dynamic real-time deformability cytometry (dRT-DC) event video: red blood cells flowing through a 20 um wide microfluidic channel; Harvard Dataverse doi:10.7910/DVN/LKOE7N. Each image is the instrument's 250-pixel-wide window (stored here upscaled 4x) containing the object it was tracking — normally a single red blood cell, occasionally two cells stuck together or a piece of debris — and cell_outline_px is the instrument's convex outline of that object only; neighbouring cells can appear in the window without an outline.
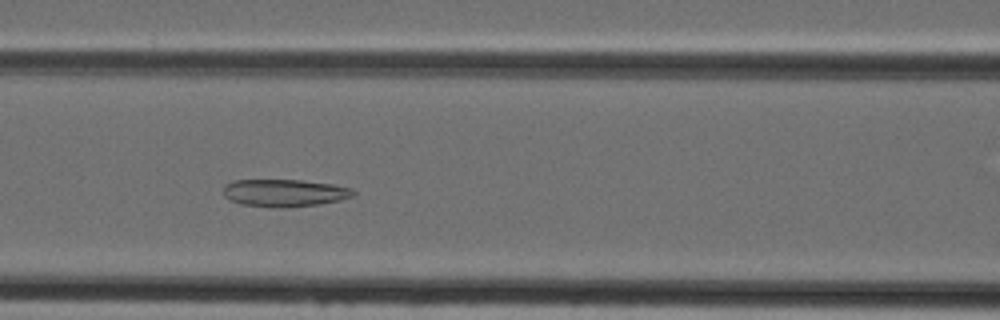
{"species": "Egyptian fruit bat (a non-hibernating species)", "species_latin": "Rousettus aegyptiacus", "temperature_condition": "cold", "stored_images_in_passage": 47, "camera_frame_rate_fps": 3000, "um_per_image_px": 0.085, "animal": {"sex": "female"}, "frame": {"image": 1, "passage_image": 20, "time_ms": 6.333, "image_size_px": [1000, 320], "cell_outline_px": [[356, 192], [352, 196], [340, 200], [320, 204], [280, 208], [240, 204], [228, 200], [224, 196], [224, 184], [232, 180], [300, 180], [332, 184], [352, 188]], "centroid_in_image_um": [24.15, 16.39], "position_along_channel_um": 142.4, "area_um2": 20.87}}
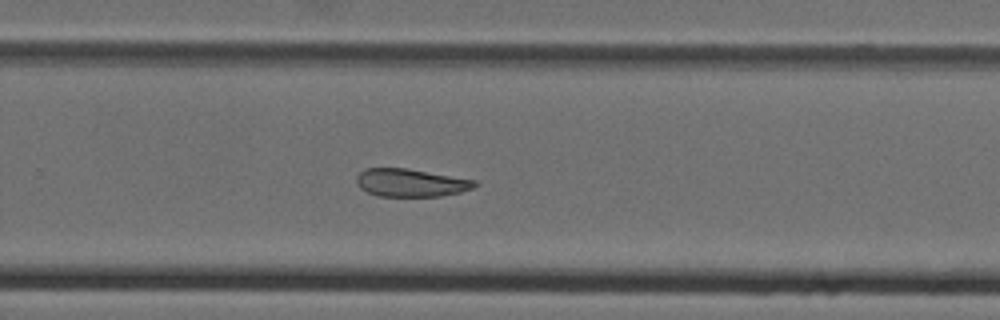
{"frame": {"image": 2, "passage_image": 31, "time_ms": 10.0, "image_size_px": [1000, 320], "cell_outline_px": [[476, 184], [472, 188], [460, 192], [440, 196], [376, 196], [360, 188], [356, 184], [356, 176], [364, 168], [408, 168], [476, 180]], "centroid_in_image_um": [34.87, 15.52], "position_along_channel_um": 294.9, "area_um2": 19.25}}
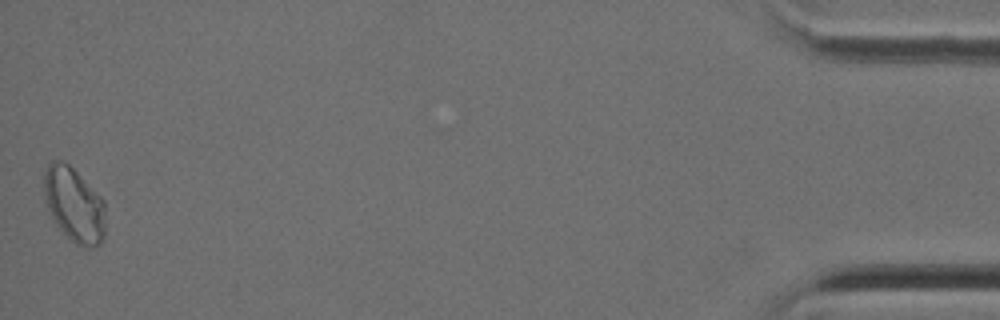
{"frame": {"image": 3, "passage_image": 47, "time_ms": 15.333, "image_size_px": [1000, 320], "cell_outline_px": [[104, 240], [100, 244], [92, 248], [84, 248], [76, 244], [56, 224], [44, 200], [44, 172], [48, 164], [52, 160], [60, 160], [68, 164], [104, 200]], "centroid_in_image_um": [6.3, 17.41], "position_along_channel_um": 428.9, "area_um2": 26.47}}